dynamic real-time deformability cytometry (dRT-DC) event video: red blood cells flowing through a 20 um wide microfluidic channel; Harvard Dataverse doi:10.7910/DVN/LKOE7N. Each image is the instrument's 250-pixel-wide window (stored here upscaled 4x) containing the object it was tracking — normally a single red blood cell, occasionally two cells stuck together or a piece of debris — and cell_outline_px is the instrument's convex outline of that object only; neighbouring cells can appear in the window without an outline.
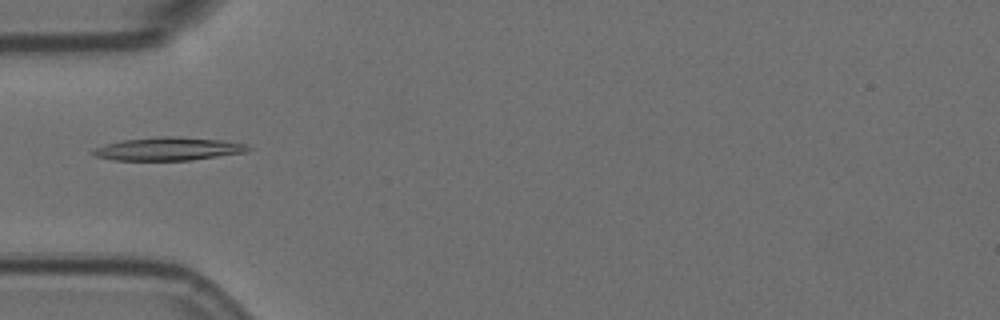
{"species": "Egyptian fruit bat (a non-hibernating species)", "species_latin": "Rousettus aegyptiacus", "temperature_condition": "room temperature", "stored_images_in_passage": 5, "camera_frame_rate_fps": 3000, "um_per_image_px": 0.085, "animal": {"sex": "female"}, "frame": {"image": 1, "passage_image": 2, "time_ms": 0.333, "image_size_px": [1000, 320], "cell_outline_px": [[252, 148], [244, 152], [188, 160], [112, 160], [96, 156], [88, 152], [92, 148], [104, 144], [124, 140], [164, 136], [168, 136], [220, 140], [248, 144]], "centroid_in_image_um": [14.22, 12.65], "position_along_channel_um": 70.8, "area_um2": 20.69}}
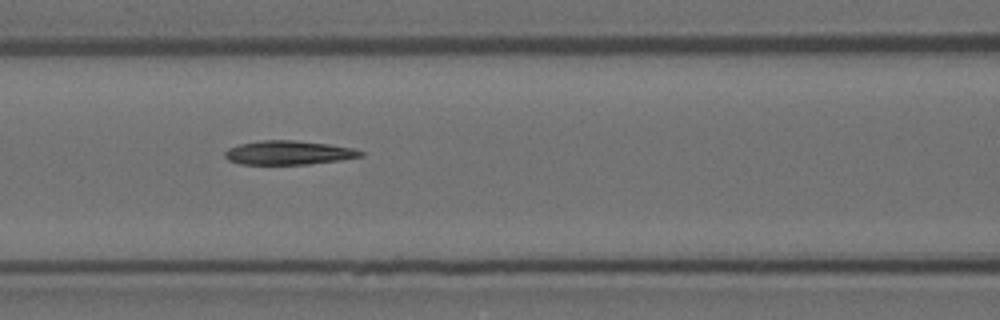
{"frame": {"image": 2, "passage_image": 4, "time_ms": 1.0, "image_size_px": [1000, 320], "cell_outline_px": [[364, 156], [340, 160], [308, 164], [240, 164], [228, 160], [224, 156], [224, 152], [228, 148], [240, 144], [264, 140], [296, 140], [328, 144], [352, 148], [364, 152]], "centroid_in_image_um": [24.52, 12.98], "position_along_channel_um": 142.1, "area_um2": 18.9}}
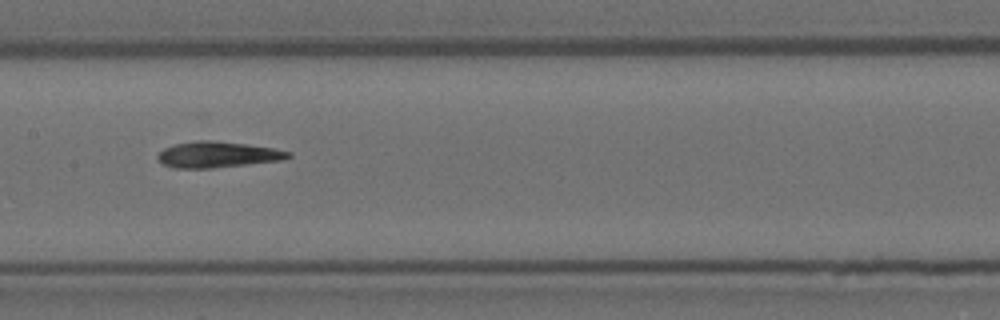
{"frame": {"image": 3, "passage_image": 5, "time_ms": 1.333, "image_size_px": [1000, 320], "cell_outline_px": [[292, 156], [280, 160], [212, 168], [180, 168], [164, 164], [156, 156], [164, 148], [176, 144], [196, 140], [212, 140], [244, 144], [272, 148], [292, 152]], "centroid_in_image_um": [18.49, 13.13], "position_along_channel_um": 188.9, "area_um2": 19.36}}